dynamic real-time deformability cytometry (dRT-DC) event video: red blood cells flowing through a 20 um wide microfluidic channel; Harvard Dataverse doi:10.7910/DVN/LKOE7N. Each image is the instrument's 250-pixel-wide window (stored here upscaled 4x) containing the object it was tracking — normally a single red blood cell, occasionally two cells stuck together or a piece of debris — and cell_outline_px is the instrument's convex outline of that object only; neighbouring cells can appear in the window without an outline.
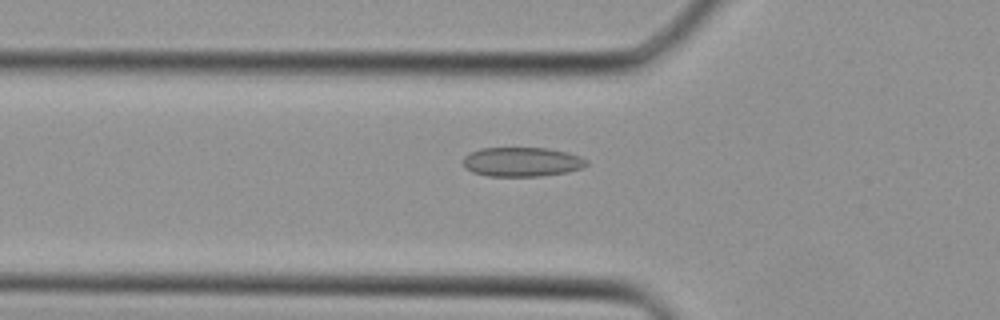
{"species": "Egyptian fruit bat (a non-hibernating species)", "species_latin": "Rousettus aegyptiacus", "temperature_condition": "cold", "stored_images_in_passage": 36, "camera_frame_rate_fps": 3000, "um_per_image_px": 0.085, "animal": {"sex": "female"}, "frame": {"image": 1, "passage_image": 10, "time_ms": 3.0, "image_size_px": [1000, 320], "cell_outline_px": [[588, 164], [580, 168], [568, 172], [540, 176], [488, 176], [472, 172], [464, 164], [464, 156], [480, 148], [548, 148], [568, 152], [580, 156], [588, 160]], "centroid_in_image_um": [44.4, 13.76], "position_along_channel_um": 81.4, "area_um2": 21.04}}
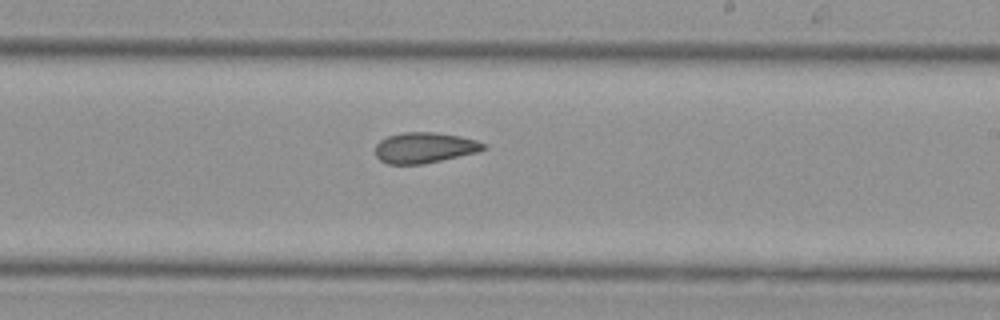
{"frame": {"image": 2, "passage_image": 20, "time_ms": 6.333, "image_size_px": [1000, 320], "cell_outline_px": [[488, 148], [476, 152], [424, 164], [388, 164], [380, 160], [376, 156], [376, 144], [380, 140], [388, 136], [404, 132], [436, 132], [460, 136], [476, 140], [484, 144]], "centroid_in_image_um": [36.07, 12.55], "position_along_channel_um": 252.9, "area_um2": 19.25}}
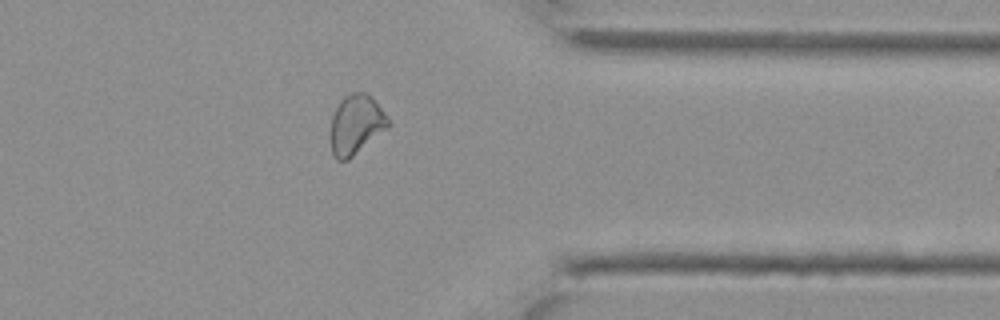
{"frame": {"image": 3, "passage_image": 28, "time_ms": 9.0, "image_size_px": [1000, 320], "cell_outline_px": [[392, 124], [388, 128], [348, 160], [336, 160], [332, 156], [332, 116], [340, 100], [344, 96], [352, 92], [364, 92], [372, 96], [384, 112]], "centroid_in_image_um": [30.29, 10.58], "position_along_channel_um": 381.1, "area_um2": 19.94}}